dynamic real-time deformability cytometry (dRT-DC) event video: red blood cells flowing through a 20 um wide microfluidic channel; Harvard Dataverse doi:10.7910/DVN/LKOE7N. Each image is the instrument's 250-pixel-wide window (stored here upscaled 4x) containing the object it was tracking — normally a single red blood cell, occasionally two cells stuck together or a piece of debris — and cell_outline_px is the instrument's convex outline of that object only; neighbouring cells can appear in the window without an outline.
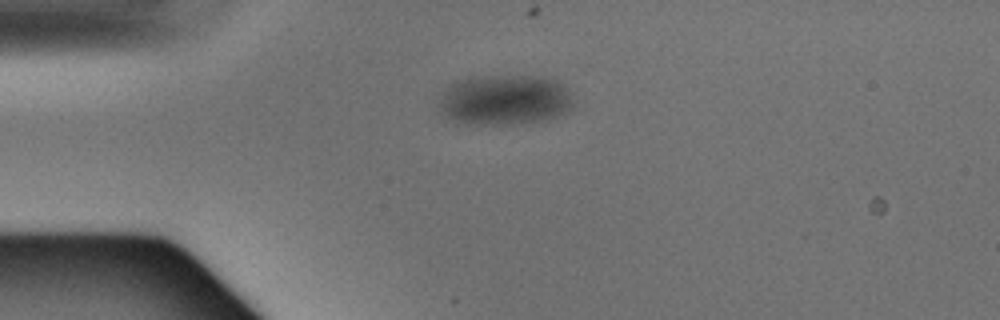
{"species": "Egyptian fruit bat (a non-hibernating species)", "species_latin": "Rousettus aegyptiacus", "temperature_condition": "warm", "stored_images_in_passage": 1, "camera_frame_rate_fps": 3000, "um_per_image_px": 0.085, "animal": {"sex": "male"}, "frame": {"image": 1, "passage_image": 1, "time_ms": 0.0, "image_size_px": [1000, 320], "cell_outline_px": [[576, 100], [568, 112], [544, 120], [512, 124], [480, 124], [456, 120], [444, 116], [436, 108], [444, 92], [452, 84], [464, 80], [492, 76], [540, 76], [556, 80], [564, 84], [572, 92]], "centroid_in_image_um": [43.0, 8.49], "position_along_channel_um": 42.0, "area_um2": 39.25}}